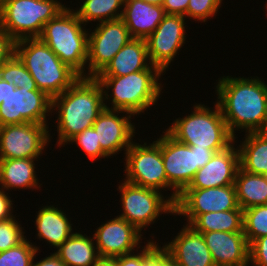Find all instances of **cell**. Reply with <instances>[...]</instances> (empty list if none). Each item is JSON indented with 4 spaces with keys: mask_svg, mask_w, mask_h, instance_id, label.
Returning <instances> with one entry per match:
<instances>
[{
    "mask_svg": "<svg viewBox=\"0 0 267 266\" xmlns=\"http://www.w3.org/2000/svg\"><path fill=\"white\" fill-rule=\"evenodd\" d=\"M214 87L215 102L234 140L240 130L238 133L267 131V83L263 78L223 75Z\"/></svg>",
    "mask_w": 267,
    "mask_h": 266,
    "instance_id": "6da1fadb",
    "label": "cell"
},
{
    "mask_svg": "<svg viewBox=\"0 0 267 266\" xmlns=\"http://www.w3.org/2000/svg\"><path fill=\"white\" fill-rule=\"evenodd\" d=\"M103 89L95 77H80L71 87L52 99L59 150L77 134L91 127L104 110ZM55 111V112H54Z\"/></svg>",
    "mask_w": 267,
    "mask_h": 266,
    "instance_id": "7a4b0ae2",
    "label": "cell"
},
{
    "mask_svg": "<svg viewBox=\"0 0 267 266\" xmlns=\"http://www.w3.org/2000/svg\"><path fill=\"white\" fill-rule=\"evenodd\" d=\"M163 75L157 66L151 65L146 70L128 75L96 76L95 79L103 89L105 108L127 111L138 118L157 106L165 87L160 81Z\"/></svg>",
    "mask_w": 267,
    "mask_h": 266,
    "instance_id": "3957f363",
    "label": "cell"
},
{
    "mask_svg": "<svg viewBox=\"0 0 267 266\" xmlns=\"http://www.w3.org/2000/svg\"><path fill=\"white\" fill-rule=\"evenodd\" d=\"M15 55L35 80L37 89L51 99L62 94L81 77L39 38L15 41Z\"/></svg>",
    "mask_w": 267,
    "mask_h": 266,
    "instance_id": "277c9868",
    "label": "cell"
},
{
    "mask_svg": "<svg viewBox=\"0 0 267 266\" xmlns=\"http://www.w3.org/2000/svg\"><path fill=\"white\" fill-rule=\"evenodd\" d=\"M213 104L214 108L195 103L190 114L176 118L166 131L177 141L193 148H207L215 153L225 150L234 142V137L218 104Z\"/></svg>",
    "mask_w": 267,
    "mask_h": 266,
    "instance_id": "5b68a950",
    "label": "cell"
},
{
    "mask_svg": "<svg viewBox=\"0 0 267 266\" xmlns=\"http://www.w3.org/2000/svg\"><path fill=\"white\" fill-rule=\"evenodd\" d=\"M69 6V7H68ZM49 20L38 37L81 77H87L89 29L68 5Z\"/></svg>",
    "mask_w": 267,
    "mask_h": 266,
    "instance_id": "8992f818",
    "label": "cell"
},
{
    "mask_svg": "<svg viewBox=\"0 0 267 266\" xmlns=\"http://www.w3.org/2000/svg\"><path fill=\"white\" fill-rule=\"evenodd\" d=\"M165 131V132H164ZM161 135V153L166 171L168 198L175 203L178 195L188 187L195 173L211 160L215 152L207 148H193L172 137L165 129Z\"/></svg>",
    "mask_w": 267,
    "mask_h": 266,
    "instance_id": "52a82bcc",
    "label": "cell"
},
{
    "mask_svg": "<svg viewBox=\"0 0 267 266\" xmlns=\"http://www.w3.org/2000/svg\"><path fill=\"white\" fill-rule=\"evenodd\" d=\"M66 6L60 0H11L0 10V24L15 41L38 38Z\"/></svg>",
    "mask_w": 267,
    "mask_h": 266,
    "instance_id": "ba28073f",
    "label": "cell"
},
{
    "mask_svg": "<svg viewBox=\"0 0 267 266\" xmlns=\"http://www.w3.org/2000/svg\"><path fill=\"white\" fill-rule=\"evenodd\" d=\"M122 181L118 182L120 184L117 188L121 193L119 202L122 213L117 216L124 218L140 232L147 231L146 228L157 223L162 214L174 215V203L168 198V194L164 195L158 190L141 187L124 179Z\"/></svg>",
    "mask_w": 267,
    "mask_h": 266,
    "instance_id": "9c48e42d",
    "label": "cell"
},
{
    "mask_svg": "<svg viewBox=\"0 0 267 266\" xmlns=\"http://www.w3.org/2000/svg\"><path fill=\"white\" fill-rule=\"evenodd\" d=\"M132 142L124 157L123 178L126 182L158 190L168 191V181L161 153V136L152 143L139 139ZM163 190V191H162Z\"/></svg>",
    "mask_w": 267,
    "mask_h": 266,
    "instance_id": "30bf717a",
    "label": "cell"
},
{
    "mask_svg": "<svg viewBox=\"0 0 267 266\" xmlns=\"http://www.w3.org/2000/svg\"><path fill=\"white\" fill-rule=\"evenodd\" d=\"M51 110L52 99L45 92L10 84V93L0 105V127L27 122L49 126Z\"/></svg>",
    "mask_w": 267,
    "mask_h": 266,
    "instance_id": "8fae6325",
    "label": "cell"
},
{
    "mask_svg": "<svg viewBox=\"0 0 267 266\" xmlns=\"http://www.w3.org/2000/svg\"><path fill=\"white\" fill-rule=\"evenodd\" d=\"M48 125L24 123L0 127V159L40 158L51 142Z\"/></svg>",
    "mask_w": 267,
    "mask_h": 266,
    "instance_id": "7c38bea8",
    "label": "cell"
},
{
    "mask_svg": "<svg viewBox=\"0 0 267 266\" xmlns=\"http://www.w3.org/2000/svg\"><path fill=\"white\" fill-rule=\"evenodd\" d=\"M88 33L87 77H96L132 39L121 18L95 24Z\"/></svg>",
    "mask_w": 267,
    "mask_h": 266,
    "instance_id": "4fadbf2b",
    "label": "cell"
},
{
    "mask_svg": "<svg viewBox=\"0 0 267 266\" xmlns=\"http://www.w3.org/2000/svg\"><path fill=\"white\" fill-rule=\"evenodd\" d=\"M241 209L235 185L208 189H184L174 203V216L186 218L190 225L200 214Z\"/></svg>",
    "mask_w": 267,
    "mask_h": 266,
    "instance_id": "5bb4252c",
    "label": "cell"
},
{
    "mask_svg": "<svg viewBox=\"0 0 267 266\" xmlns=\"http://www.w3.org/2000/svg\"><path fill=\"white\" fill-rule=\"evenodd\" d=\"M186 22L184 16L166 14L155 31L145 39L151 64L164 74L187 41Z\"/></svg>",
    "mask_w": 267,
    "mask_h": 266,
    "instance_id": "9a60e30c",
    "label": "cell"
},
{
    "mask_svg": "<svg viewBox=\"0 0 267 266\" xmlns=\"http://www.w3.org/2000/svg\"><path fill=\"white\" fill-rule=\"evenodd\" d=\"M131 117L135 119L130 112L104 108L93 123L101 149L110 158L121 151L125 154L138 134Z\"/></svg>",
    "mask_w": 267,
    "mask_h": 266,
    "instance_id": "2e32d148",
    "label": "cell"
},
{
    "mask_svg": "<svg viewBox=\"0 0 267 266\" xmlns=\"http://www.w3.org/2000/svg\"><path fill=\"white\" fill-rule=\"evenodd\" d=\"M95 233V245L101 258H115L132 253L142 247L143 233L124 218L115 216L102 222Z\"/></svg>",
    "mask_w": 267,
    "mask_h": 266,
    "instance_id": "e0dca14e",
    "label": "cell"
},
{
    "mask_svg": "<svg viewBox=\"0 0 267 266\" xmlns=\"http://www.w3.org/2000/svg\"><path fill=\"white\" fill-rule=\"evenodd\" d=\"M236 142H239L238 139L225 150L215 153L211 160L195 173L185 189H208L235 185V176L240 167Z\"/></svg>",
    "mask_w": 267,
    "mask_h": 266,
    "instance_id": "ac0fdd59",
    "label": "cell"
},
{
    "mask_svg": "<svg viewBox=\"0 0 267 266\" xmlns=\"http://www.w3.org/2000/svg\"><path fill=\"white\" fill-rule=\"evenodd\" d=\"M178 232L170 242L162 243L178 266H216L201 233L186 224Z\"/></svg>",
    "mask_w": 267,
    "mask_h": 266,
    "instance_id": "d6986e66",
    "label": "cell"
},
{
    "mask_svg": "<svg viewBox=\"0 0 267 266\" xmlns=\"http://www.w3.org/2000/svg\"><path fill=\"white\" fill-rule=\"evenodd\" d=\"M205 239L216 266H249V244L244 232H198Z\"/></svg>",
    "mask_w": 267,
    "mask_h": 266,
    "instance_id": "ffe728a7",
    "label": "cell"
},
{
    "mask_svg": "<svg viewBox=\"0 0 267 266\" xmlns=\"http://www.w3.org/2000/svg\"><path fill=\"white\" fill-rule=\"evenodd\" d=\"M66 210L58 205H43L36 211L35 224L37 234L35 239L44 240L51 247L59 248L73 233L71 217Z\"/></svg>",
    "mask_w": 267,
    "mask_h": 266,
    "instance_id": "44dd1931",
    "label": "cell"
},
{
    "mask_svg": "<svg viewBox=\"0 0 267 266\" xmlns=\"http://www.w3.org/2000/svg\"><path fill=\"white\" fill-rule=\"evenodd\" d=\"M165 15L161 5H152L143 0H125L121 19L132 38L145 40Z\"/></svg>",
    "mask_w": 267,
    "mask_h": 266,
    "instance_id": "7402d4cb",
    "label": "cell"
},
{
    "mask_svg": "<svg viewBox=\"0 0 267 266\" xmlns=\"http://www.w3.org/2000/svg\"><path fill=\"white\" fill-rule=\"evenodd\" d=\"M38 159L40 161V158L0 159V186L8 192L17 189L40 191L42 183L35 170Z\"/></svg>",
    "mask_w": 267,
    "mask_h": 266,
    "instance_id": "603a6c76",
    "label": "cell"
},
{
    "mask_svg": "<svg viewBox=\"0 0 267 266\" xmlns=\"http://www.w3.org/2000/svg\"><path fill=\"white\" fill-rule=\"evenodd\" d=\"M144 39L132 38L97 76H124L151 66Z\"/></svg>",
    "mask_w": 267,
    "mask_h": 266,
    "instance_id": "cb8c5ba5",
    "label": "cell"
},
{
    "mask_svg": "<svg viewBox=\"0 0 267 266\" xmlns=\"http://www.w3.org/2000/svg\"><path fill=\"white\" fill-rule=\"evenodd\" d=\"M77 230L53 253L66 266H92L99 258L94 237Z\"/></svg>",
    "mask_w": 267,
    "mask_h": 266,
    "instance_id": "d4e9b609",
    "label": "cell"
},
{
    "mask_svg": "<svg viewBox=\"0 0 267 266\" xmlns=\"http://www.w3.org/2000/svg\"><path fill=\"white\" fill-rule=\"evenodd\" d=\"M239 141L240 168L247 173L267 176V131L245 133Z\"/></svg>",
    "mask_w": 267,
    "mask_h": 266,
    "instance_id": "484cf974",
    "label": "cell"
},
{
    "mask_svg": "<svg viewBox=\"0 0 267 266\" xmlns=\"http://www.w3.org/2000/svg\"><path fill=\"white\" fill-rule=\"evenodd\" d=\"M235 187L241 209L267 205V176L247 173L239 167L235 176Z\"/></svg>",
    "mask_w": 267,
    "mask_h": 266,
    "instance_id": "4316f807",
    "label": "cell"
},
{
    "mask_svg": "<svg viewBox=\"0 0 267 266\" xmlns=\"http://www.w3.org/2000/svg\"><path fill=\"white\" fill-rule=\"evenodd\" d=\"M189 226L196 232H243V209L203 213Z\"/></svg>",
    "mask_w": 267,
    "mask_h": 266,
    "instance_id": "83f0119b",
    "label": "cell"
},
{
    "mask_svg": "<svg viewBox=\"0 0 267 266\" xmlns=\"http://www.w3.org/2000/svg\"><path fill=\"white\" fill-rule=\"evenodd\" d=\"M75 8L78 18L87 26L119 19L122 16L125 0H80ZM92 21V22H91Z\"/></svg>",
    "mask_w": 267,
    "mask_h": 266,
    "instance_id": "f1b7e54d",
    "label": "cell"
},
{
    "mask_svg": "<svg viewBox=\"0 0 267 266\" xmlns=\"http://www.w3.org/2000/svg\"><path fill=\"white\" fill-rule=\"evenodd\" d=\"M243 232L249 245L255 239L267 235V205L243 210Z\"/></svg>",
    "mask_w": 267,
    "mask_h": 266,
    "instance_id": "f546056e",
    "label": "cell"
},
{
    "mask_svg": "<svg viewBox=\"0 0 267 266\" xmlns=\"http://www.w3.org/2000/svg\"><path fill=\"white\" fill-rule=\"evenodd\" d=\"M0 78L17 88H37L35 80L15 54L0 66Z\"/></svg>",
    "mask_w": 267,
    "mask_h": 266,
    "instance_id": "4dcf8cb0",
    "label": "cell"
},
{
    "mask_svg": "<svg viewBox=\"0 0 267 266\" xmlns=\"http://www.w3.org/2000/svg\"><path fill=\"white\" fill-rule=\"evenodd\" d=\"M27 238L15 247L0 252V266H31L40 246Z\"/></svg>",
    "mask_w": 267,
    "mask_h": 266,
    "instance_id": "1f68e13d",
    "label": "cell"
},
{
    "mask_svg": "<svg viewBox=\"0 0 267 266\" xmlns=\"http://www.w3.org/2000/svg\"><path fill=\"white\" fill-rule=\"evenodd\" d=\"M73 145L79 146L85 156L87 155L88 160H91L92 163L96 160L110 158L102 149L100 146V143L97 138V132L93 128V126L85 129L83 132L77 134L74 136L69 142Z\"/></svg>",
    "mask_w": 267,
    "mask_h": 266,
    "instance_id": "d6a6232c",
    "label": "cell"
},
{
    "mask_svg": "<svg viewBox=\"0 0 267 266\" xmlns=\"http://www.w3.org/2000/svg\"><path fill=\"white\" fill-rule=\"evenodd\" d=\"M15 216L16 214L10 219L0 221V252L17 246L27 238L26 230Z\"/></svg>",
    "mask_w": 267,
    "mask_h": 266,
    "instance_id": "836d02e7",
    "label": "cell"
},
{
    "mask_svg": "<svg viewBox=\"0 0 267 266\" xmlns=\"http://www.w3.org/2000/svg\"><path fill=\"white\" fill-rule=\"evenodd\" d=\"M224 0H189L186 19L207 23L219 12Z\"/></svg>",
    "mask_w": 267,
    "mask_h": 266,
    "instance_id": "e575fe53",
    "label": "cell"
},
{
    "mask_svg": "<svg viewBox=\"0 0 267 266\" xmlns=\"http://www.w3.org/2000/svg\"><path fill=\"white\" fill-rule=\"evenodd\" d=\"M152 233L150 240H146L143 246V266H178L177 262L169 255V253L154 241Z\"/></svg>",
    "mask_w": 267,
    "mask_h": 266,
    "instance_id": "d590c367",
    "label": "cell"
},
{
    "mask_svg": "<svg viewBox=\"0 0 267 266\" xmlns=\"http://www.w3.org/2000/svg\"><path fill=\"white\" fill-rule=\"evenodd\" d=\"M250 266H267V235L255 239L249 245Z\"/></svg>",
    "mask_w": 267,
    "mask_h": 266,
    "instance_id": "8d00e7d4",
    "label": "cell"
},
{
    "mask_svg": "<svg viewBox=\"0 0 267 266\" xmlns=\"http://www.w3.org/2000/svg\"><path fill=\"white\" fill-rule=\"evenodd\" d=\"M15 54V40L0 24V66Z\"/></svg>",
    "mask_w": 267,
    "mask_h": 266,
    "instance_id": "74e56055",
    "label": "cell"
},
{
    "mask_svg": "<svg viewBox=\"0 0 267 266\" xmlns=\"http://www.w3.org/2000/svg\"><path fill=\"white\" fill-rule=\"evenodd\" d=\"M9 192L0 186V221L10 219L14 216V201Z\"/></svg>",
    "mask_w": 267,
    "mask_h": 266,
    "instance_id": "f35d334b",
    "label": "cell"
},
{
    "mask_svg": "<svg viewBox=\"0 0 267 266\" xmlns=\"http://www.w3.org/2000/svg\"><path fill=\"white\" fill-rule=\"evenodd\" d=\"M188 2L189 0H164L162 7L164 8L165 14L181 15L186 18Z\"/></svg>",
    "mask_w": 267,
    "mask_h": 266,
    "instance_id": "ab89813d",
    "label": "cell"
},
{
    "mask_svg": "<svg viewBox=\"0 0 267 266\" xmlns=\"http://www.w3.org/2000/svg\"><path fill=\"white\" fill-rule=\"evenodd\" d=\"M118 266H143V247L136 252L125 254L114 258Z\"/></svg>",
    "mask_w": 267,
    "mask_h": 266,
    "instance_id": "60d3db41",
    "label": "cell"
},
{
    "mask_svg": "<svg viewBox=\"0 0 267 266\" xmlns=\"http://www.w3.org/2000/svg\"><path fill=\"white\" fill-rule=\"evenodd\" d=\"M36 257L35 255L31 266H66L54 253H50V255L45 256L40 261H37Z\"/></svg>",
    "mask_w": 267,
    "mask_h": 266,
    "instance_id": "b9f144b4",
    "label": "cell"
},
{
    "mask_svg": "<svg viewBox=\"0 0 267 266\" xmlns=\"http://www.w3.org/2000/svg\"><path fill=\"white\" fill-rule=\"evenodd\" d=\"M10 93V83L0 78V105Z\"/></svg>",
    "mask_w": 267,
    "mask_h": 266,
    "instance_id": "7bdbcfd3",
    "label": "cell"
},
{
    "mask_svg": "<svg viewBox=\"0 0 267 266\" xmlns=\"http://www.w3.org/2000/svg\"><path fill=\"white\" fill-rule=\"evenodd\" d=\"M92 266H118L114 258H99Z\"/></svg>",
    "mask_w": 267,
    "mask_h": 266,
    "instance_id": "ee69618b",
    "label": "cell"
},
{
    "mask_svg": "<svg viewBox=\"0 0 267 266\" xmlns=\"http://www.w3.org/2000/svg\"><path fill=\"white\" fill-rule=\"evenodd\" d=\"M147 3H150L152 5H161L163 4L164 0H143Z\"/></svg>",
    "mask_w": 267,
    "mask_h": 266,
    "instance_id": "f6af8a7d",
    "label": "cell"
},
{
    "mask_svg": "<svg viewBox=\"0 0 267 266\" xmlns=\"http://www.w3.org/2000/svg\"><path fill=\"white\" fill-rule=\"evenodd\" d=\"M11 0H0V10Z\"/></svg>",
    "mask_w": 267,
    "mask_h": 266,
    "instance_id": "bcb514c9",
    "label": "cell"
},
{
    "mask_svg": "<svg viewBox=\"0 0 267 266\" xmlns=\"http://www.w3.org/2000/svg\"><path fill=\"white\" fill-rule=\"evenodd\" d=\"M266 6H264V8L266 9L265 11H267V2L265 3Z\"/></svg>",
    "mask_w": 267,
    "mask_h": 266,
    "instance_id": "7dc6e473",
    "label": "cell"
}]
</instances>
